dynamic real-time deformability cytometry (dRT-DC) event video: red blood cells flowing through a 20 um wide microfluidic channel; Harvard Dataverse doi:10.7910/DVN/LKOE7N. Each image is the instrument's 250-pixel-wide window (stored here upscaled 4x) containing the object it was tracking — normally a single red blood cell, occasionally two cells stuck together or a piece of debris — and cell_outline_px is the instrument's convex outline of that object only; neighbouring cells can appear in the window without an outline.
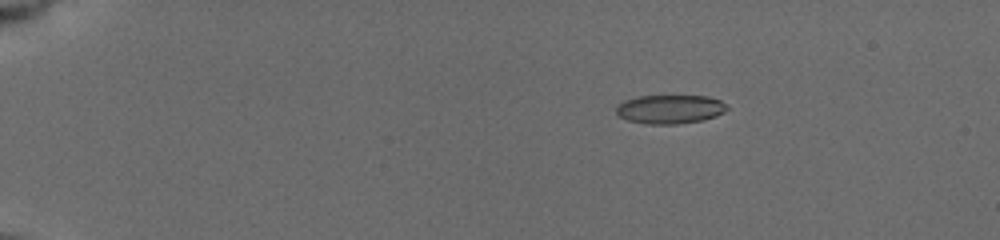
{"species": "common noctule bat (a hibernating species)", "species_latin": "Nyctalus noctula", "temperature_condition": "cold", "stored_images_in_passage": 5, "camera_frame_rate_fps": 3000, "um_per_image_px": 0.085, "animal": {"sex": "female", "body_mass_g": 19.5, "forearm_length_mm": 54.1}, "frame": {"image": 1, "passage_image": 1, "time_ms": 0.0, "image_size_px": [1000, 240], "cell_outline_px": [[728, 108], [724, 112], [716, 116], [704, 120], [676, 124], [644, 124], [628, 120], [620, 116], [616, 112], [616, 108], [624, 100], [640, 96], [708, 96], [720, 100]], "centroid_in_image_um": [56.96, 9.29], "position_along_channel_um": 28.0, "area_um2": 18.55}}
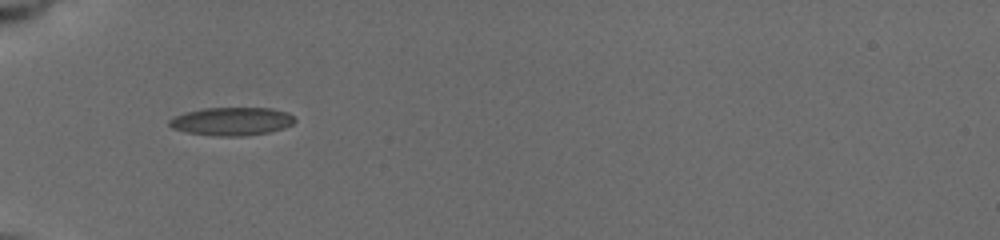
{"frame": {"image": 2, "passage_image": 4, "time_ms": 3.333, "image_size_px": [1000, 240], "cell_outline_px": [[296, 120], [292, 124], [284, 128], [268, 132], [244, 136], [216, 136], [188, 132], [172, 128], [168, 124], [168, 120], [184, 112], [204, 108], [272, 108], [288, 112]], "centroid_in_image_um": [19.7, 10.31], "position_along_channel_um": 65.3, "area_um2": 20.58}}
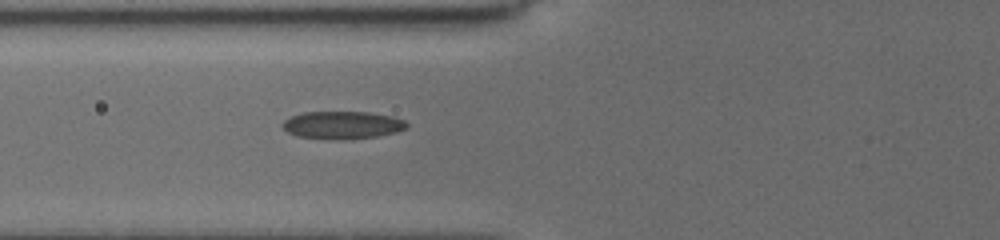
{"frame": {"image": 3, "passage_image": 5, "time_ms": 4.333, "image_size_px": [1000, 240], "cell_outline_px": [[408, 124], [404, 128], [396, 132], [376, 136], [352, 140], [348, 140], [296, 136], [288, 132], [280, 124], [284, 120], [292, 116], [304, 112], [368, 112], [392, 116], [404, 120]], "centroid_in_image_um": [29.09, 10.63], "position_along_channel_um": 96.7, "area_um2": 19.94}}